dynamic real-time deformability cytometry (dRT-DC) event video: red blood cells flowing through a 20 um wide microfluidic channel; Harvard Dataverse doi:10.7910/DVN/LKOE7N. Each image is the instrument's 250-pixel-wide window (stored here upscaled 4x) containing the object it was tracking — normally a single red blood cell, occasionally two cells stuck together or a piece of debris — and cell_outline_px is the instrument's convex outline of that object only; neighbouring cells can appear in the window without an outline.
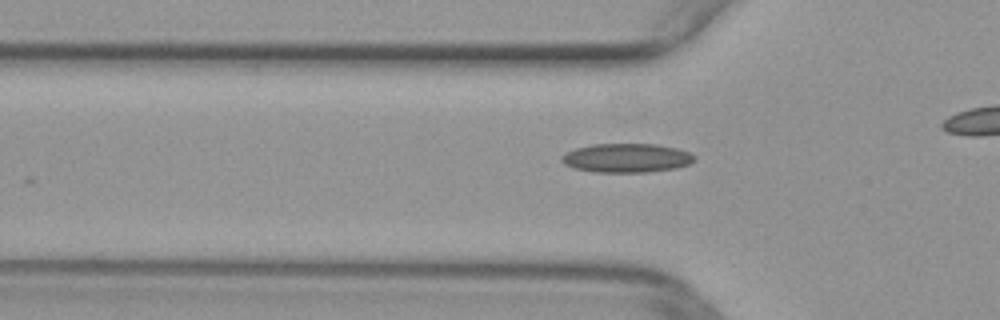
{"species": "common noctule bat (a hibernating species)", "species_latin": "Nyctalus noctula", "temperature_condition": "warm", "stored_images_in_passage": 16, "camera_frame_rate_fps": 3000, "um_per_image_px": 0.085, "animal": {"sex": "female", "body_mass_g": 29.2, "forearm_length_mm": 56.3}, "frame": {"image": 1, "passage_image": 7, "time_ms": 2.0, "image_size_px": [1000, 320], "cell_outline_px": [[692, 160], [688, 164], [676, 168], [648, 172], [596, 172], [576, 168], [564, 164], [560, 160], [560, 156], [564, 152], [576, 148], [592, 144], [656, 144], [676, 148], [688, 152], [692, 156]], "centroid_in_image_um": [53.19, 13.42], "position_along_channel_um": 72.6, "area_um2": 22.25}}
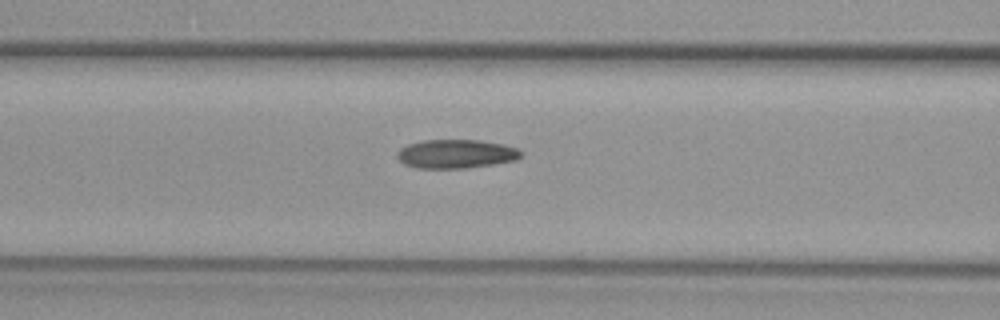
{"frame": {"image": 2, "passage_image": 11, "time_ms": 3.333, "image_size_px": [1000, 320], "cell_outline_px": [[520, 156], [516, 160], [492, 164], [464, 168], [416, 168], [404, 164], [396, 156], [396, 152], [400, 148], [408, 144], [420, 140], [480, 140], [504, 144], [520, 148]], "centroid_in_image_um": [38.74, 13.07], "position_along_channel_um": 127.9, "area_um2": 20.87}}
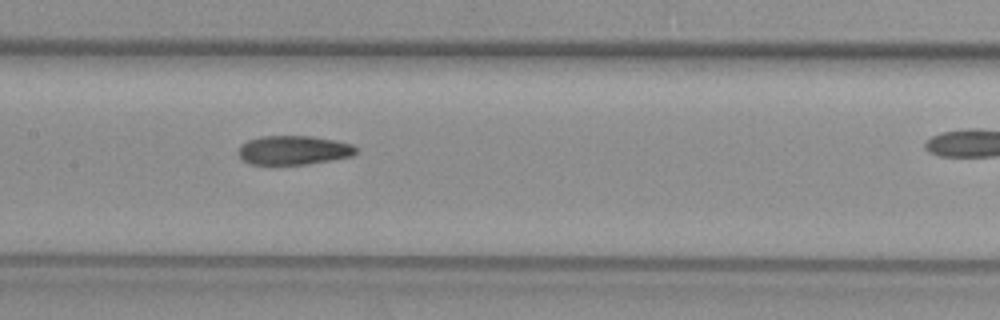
{"frame": {"image": 3, "passage_image": 15, "time_ms": 4.667, "image_size_px": [1000, 320], "cell_outline_px": [[356, 152], [352, 156], [332, 160], [308, 164], [252, 164], [244, 160], [236, 152], [240, 144], [248, 140], [260, 136], [312, 136], [336, 140], [352, 144], [356, 148]], "centroid_in_image_um": [24.94, 12.75], "position_along_channel_um": 182.5, "area_um2": 20.0}}